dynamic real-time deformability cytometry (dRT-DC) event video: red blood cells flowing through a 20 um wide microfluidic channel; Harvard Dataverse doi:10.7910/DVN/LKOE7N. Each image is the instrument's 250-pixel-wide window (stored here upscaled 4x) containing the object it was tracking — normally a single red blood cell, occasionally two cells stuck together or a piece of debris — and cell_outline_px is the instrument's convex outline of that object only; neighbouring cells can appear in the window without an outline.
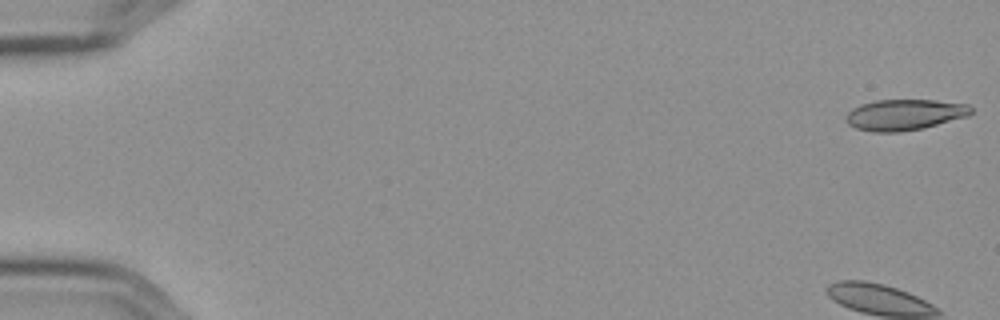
{"species": "Egyptian fruit bat (a non-hibernating species)", "species_latin": "Rousettus aegyptiacus", "temperature_condition": "cold", "stored_images_in_passage": 57, "camera_frame_rate_fps": 3000, "um_per_image_px": 0.085, "frame": {"image": 1, "passage_image": 1, "time_ms": 0.0, "image_size_px": [1000, 320], "cell_outline_px": [[972, 112], [968, 116], [924, 128], [900, 132], [872, 132], [856, 128], [848, 124], [844, 120], [844, 116], [852, 108], [860, 104], [876, 100], [936, 100], [968, 104], [972, 108]], "centroid_in_image_um": [76.86, 9.75], "position_along_channel_um": 8.1, "area_um2": 22.77}}